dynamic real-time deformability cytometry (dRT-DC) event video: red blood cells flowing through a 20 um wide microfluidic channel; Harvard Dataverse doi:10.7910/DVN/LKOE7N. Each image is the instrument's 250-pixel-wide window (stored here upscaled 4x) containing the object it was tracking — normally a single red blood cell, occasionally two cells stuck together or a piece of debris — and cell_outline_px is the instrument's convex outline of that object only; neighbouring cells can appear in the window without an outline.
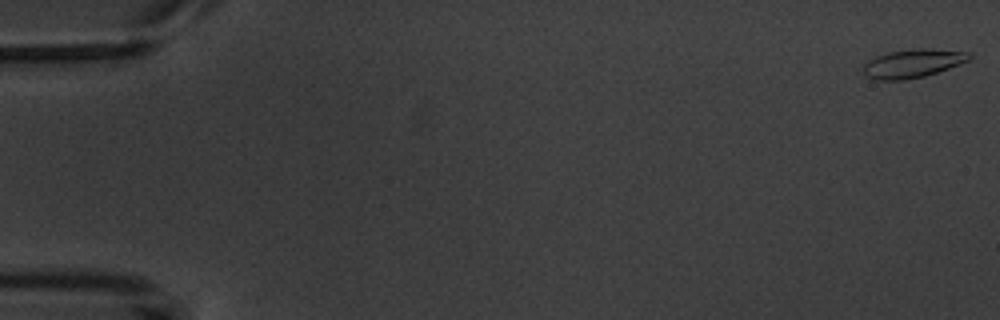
{"species": "common noctule bat (a hibernating species)", "species_latin": "Nyctalus noctula", "temperature_condition": "warm", "stored_images_in_passage": 6, "camera_frame_rate_fps": 3000, "um_per_image_px": 0.085, "animal": {"sex": "male", "body_mass_g": 20.1, "forearm_length_mm": 53.5}, "frame": {"image": 1, "passage_image": 1, "time_ms": 0.0, "image_size_px": [1000, 320], "cell_outline_px": [[972, 56], [968, 60], [960, 64], [924, 76], [904, 80], [876, 80], [868, 76], [864, 72], [864, 64], [868, 60], [876, 56], [888, 52], [916, 48], [924, 48], [968, 52]], "centroid_in_image_um": [77.57, 5.38], "position_along_channel_um": 7.4, "area_um2": 17.4}}
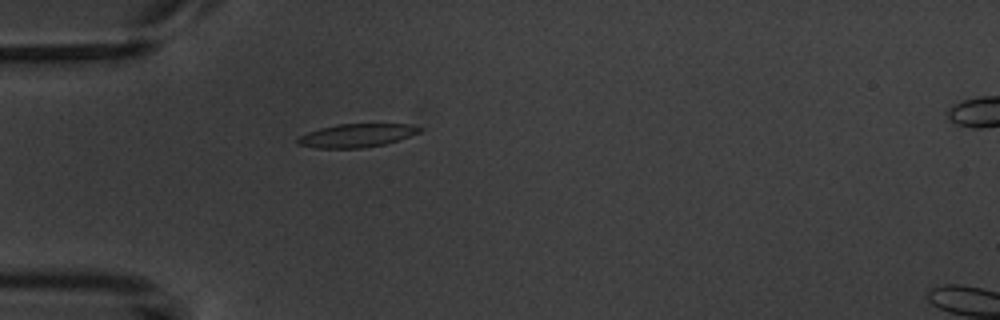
{"frame": {"image": 2, "passage_image": 5, "time_ms": 5.333, "image_size_px": [1000, 320], "cell_outline_px": [[424, 128], [420, 132], [384, 144], [360, 148], [316, 148], [296, 144], [296, 140], [300, 136], [308, 132], [320, 128], [336, 124], [408, 124]], "centroid_in_image_um": [30.27, 11.51], "position_along_channel_um": 54.7, "area_um2": 16.47}}